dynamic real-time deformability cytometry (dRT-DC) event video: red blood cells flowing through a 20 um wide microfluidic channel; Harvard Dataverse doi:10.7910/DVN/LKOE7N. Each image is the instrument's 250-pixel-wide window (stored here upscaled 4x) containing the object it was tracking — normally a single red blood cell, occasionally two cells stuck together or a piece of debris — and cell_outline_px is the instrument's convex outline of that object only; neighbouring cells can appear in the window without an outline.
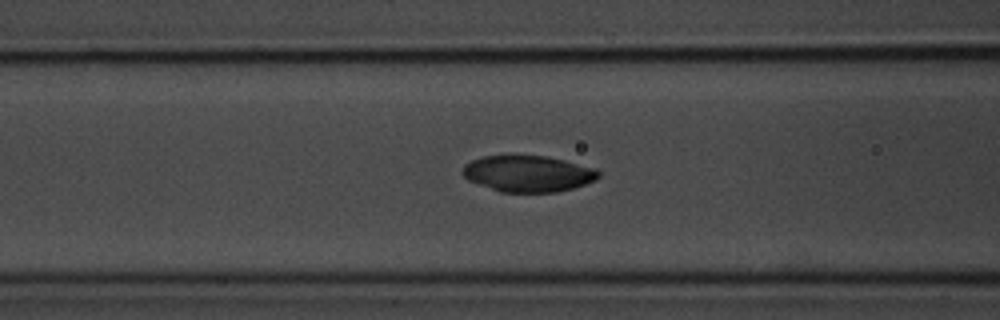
{"species": "common noctule bat (a hibernating species)", "species_latin": "Nyctalus noctula", "temperature_condition": "room temperature", "stored_images_in_passage": 39, "camera_frame_rate_fps": 3000, "um_per_image_px": 0.085, "animal": {"sex": "male", "body_mass_g": 20.1, "forearm_length_mm": 53.5}, "frame": {"image": 1, "passage_image": 6, "time_ms": 1.667, "image_size_px": [1000, 320], "cell_outline_px": [[600, 176], [596, 180], [572, 188], [556, 192], [500, 192], [468, 180], [460, 172], [464, 164], [472, 160], [484, 156], [508, 152], [544, 156], [564, 160], [596, 168], [600, 172]], "centroid_in_image_um": [44.83, 14.72], "position_along_channel_um": 121.8, "area_um2": 29.54}}
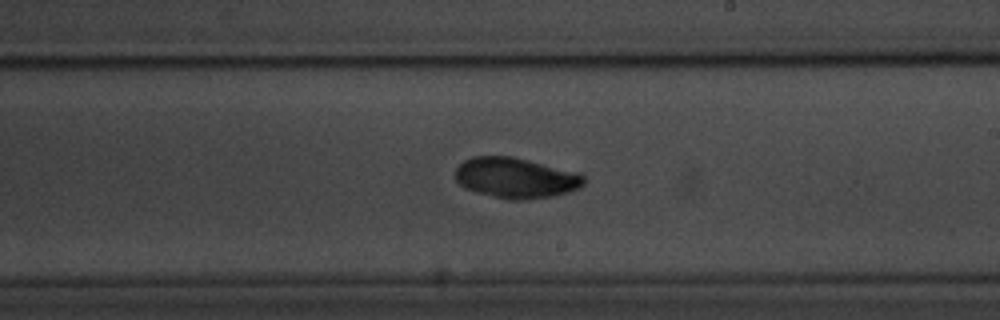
{"frame": {"image": 2, "passage_image": 16, "time_ms": 5.0, "image_size_px": [1000, 320], "cell_outline_px": [[584, 184], [580, 188], [556, 196], [524, 200], [508, 200], [476, 192], [464, 188], [456, 180], [456, 168], [464, 160], [472, 156], [512, 156], [580, 172], [584, 176]], "centroid_in_image_um": [43.87, 15.12], "position_along_channel_um": 245.1, "area_um2": 30.69}}
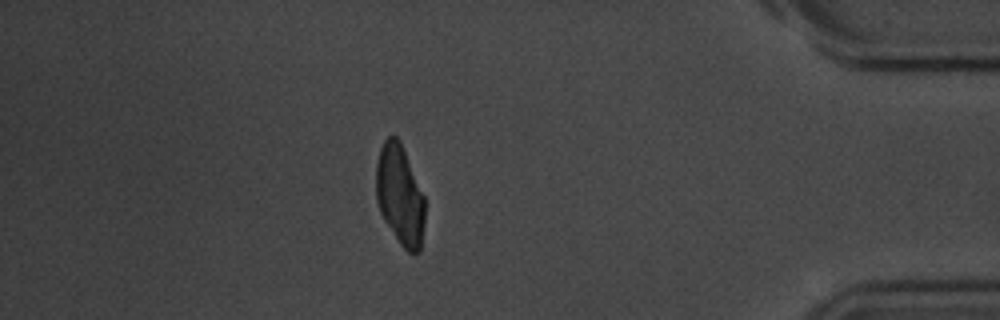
{"frame": {"image": 3, "passage_image": 32, "time_ms": 10.333, "image_size_px": [1000, 320], "cell_outline_px": [[424, 224], [420, 252], [408, 252], [400, 244], [384, 220], [380, 212], [376, 200], [376, 164], [380, 148], [384, 140], [388, 136], [396, 136], [400, 140], [424, 196]], "centroid_in_image_um": [33.98, 16.57], "position_along_channel_um": 401.2, "area_um2": 28.44}, "authors_computed_cell_mechanics": {"area_um2": 29.478, "velocity_mm_per_s": 3.7071, "shape_relaxation_time_tau1_ms": null, "shape_relaxation_time_tau2_ms": 9.0322, "deformation_change_tau1": null, "deformation_change_tau2": 0.1153}}